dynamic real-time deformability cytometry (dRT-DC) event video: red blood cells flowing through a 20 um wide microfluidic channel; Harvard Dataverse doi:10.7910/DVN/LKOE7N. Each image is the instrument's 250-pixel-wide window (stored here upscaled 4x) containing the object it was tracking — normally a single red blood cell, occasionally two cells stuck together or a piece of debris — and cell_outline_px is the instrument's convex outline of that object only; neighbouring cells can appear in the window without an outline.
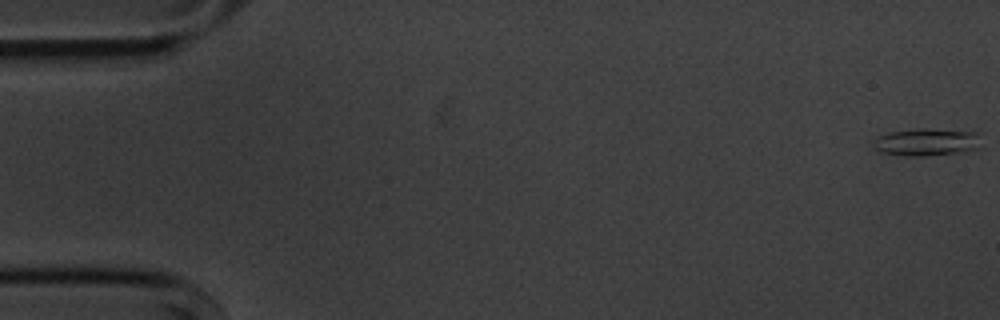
{"species": "common noctule bat (a hibernating species)", "species_latin": "Nyctalus noctula", "temperature_condition": "cold", "stored_images_in_passage": 7, "camera_frame_rate_fps": 3000, "um_per_image_px": 0.085, "animal": {"sex": "male", "body_mass_g": 20.1, "forearm_length_mm": 53.5}, "frame": {"image": 1, "passage_image": 1, "time_ms": 0.0, "image_size_px": [1000, 320], "cell_outline_px": [[980, 148], [964, 152], [924, 156], [904, 156], [880, 152], [876, 148], [876, 136], [888, 132], [920, 128], [928, 128], [976, 132]], "centroid_in_image_um": [78.76, 12.08], "position_along_channel_um": 6.2, "area_um2": 17.22}}
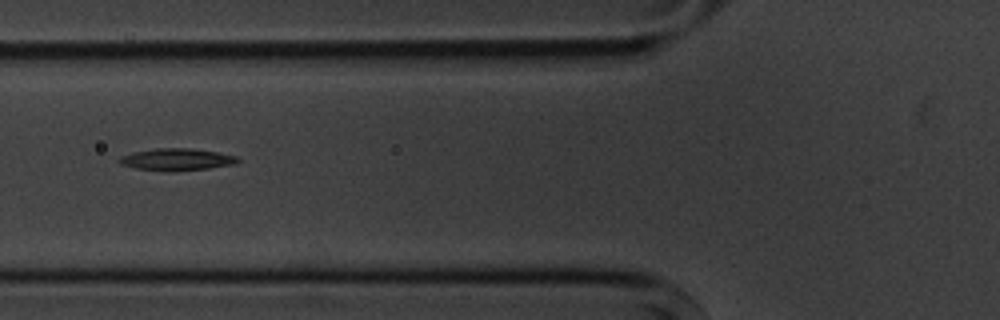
{"frame": {"image": 2, "passage_image": 7, "time_ms": 6.667, "image_size_px": [1000, 320], "cell_outline_px": [[240, 160], [236, 164], [208, 168], [172, 172], [136, 168], [120, 164], [116, 160], [120, 156], [132, 152], [156, 148], [188, 148], [216, 152], [236, 156]], "centroid_in_image_um": [14.98, 13.56], "position_along_channel_um": 110.8, "area_um2": 15.26}}